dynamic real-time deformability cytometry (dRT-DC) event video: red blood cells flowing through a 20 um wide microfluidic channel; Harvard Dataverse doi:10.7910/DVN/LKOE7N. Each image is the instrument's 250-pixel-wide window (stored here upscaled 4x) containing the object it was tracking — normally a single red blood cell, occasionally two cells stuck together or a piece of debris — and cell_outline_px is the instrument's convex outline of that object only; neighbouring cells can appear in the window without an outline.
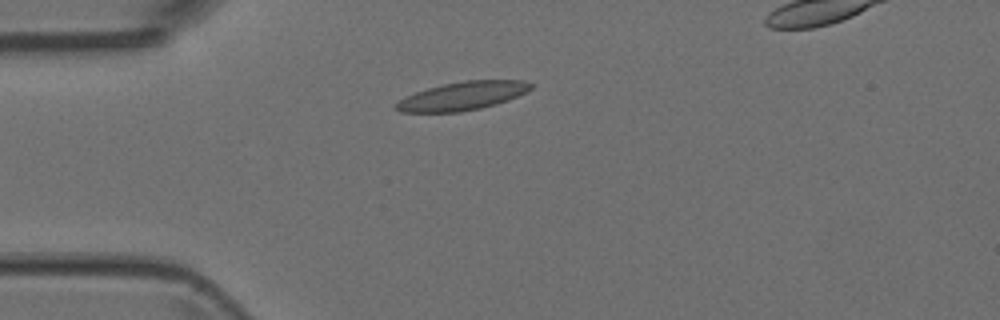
{"species": "Egyptian fruit bat (a non-hibernating species)", "species_latin": "Rousettus aegyptiacus", "temperature_condition": "room temperature", "stored_images_in_passage": 3, "camera_frame_rate_fps": 3000, "um_per_image_px": 0.085, "animal": {"sex": "female"}, "frame": {"image": 1, "passage_image": 1, "time_ms": 0.0, "image_size_px": [1000, 320], "cell_outline_px": [[532, 88], [508, 100], [496, 104], [480, 108], [460, 112], [400, 112], [392, 104], [404, 96], [428, 88], [444, 84], [464, 80], [524, 80], [532, 84]], "centroid_in_image_um": [39.26, 8.16], "position_along_channel_um": 45.7, "area_um2": 22.25}}